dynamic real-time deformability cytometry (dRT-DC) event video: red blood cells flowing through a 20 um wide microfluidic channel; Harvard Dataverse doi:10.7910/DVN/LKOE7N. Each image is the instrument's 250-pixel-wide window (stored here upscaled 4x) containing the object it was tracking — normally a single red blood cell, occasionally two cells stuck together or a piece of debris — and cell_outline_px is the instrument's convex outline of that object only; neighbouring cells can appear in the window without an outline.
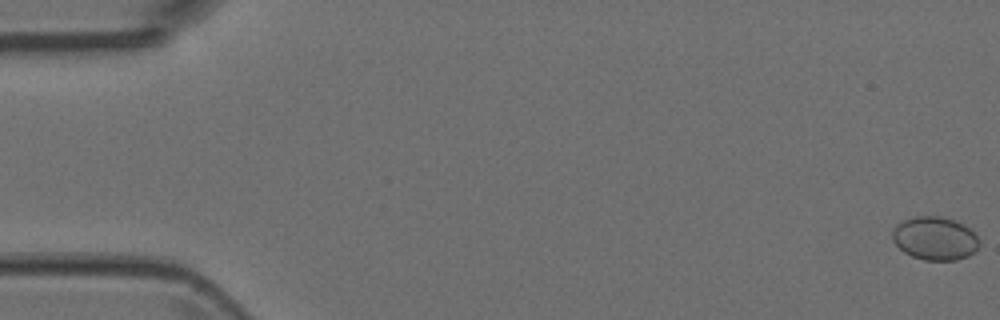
{"species": "Egyptian fruit bat (a non-hibernating species)", "species_latin": "Rousettus aegyptiacus", "temperature_condition": "room temperature", "stored_images_in_passage": 3, "camera_frame_rate_fps": 3000, "um_per_image_px": 0.085, "animal": {"sex": "female"}, "frame": {"image": 1, "passage_image": 1, "time_ms": 0.0, "image_size_px": [1000, 320], "cell_outline_px": [[980, 244], [968, 256], [956, 260], [924, 260], [912, 256], [904, 252], [892, 240], [892, 232], [896, 224], [912, 216], [940, 216], [956, 220], [964, 224], [976, 232]], "centroid_in_image_um": [79.47, 20.24], "position_along_channel_um": 5.5, "area_um2": 22.14}}